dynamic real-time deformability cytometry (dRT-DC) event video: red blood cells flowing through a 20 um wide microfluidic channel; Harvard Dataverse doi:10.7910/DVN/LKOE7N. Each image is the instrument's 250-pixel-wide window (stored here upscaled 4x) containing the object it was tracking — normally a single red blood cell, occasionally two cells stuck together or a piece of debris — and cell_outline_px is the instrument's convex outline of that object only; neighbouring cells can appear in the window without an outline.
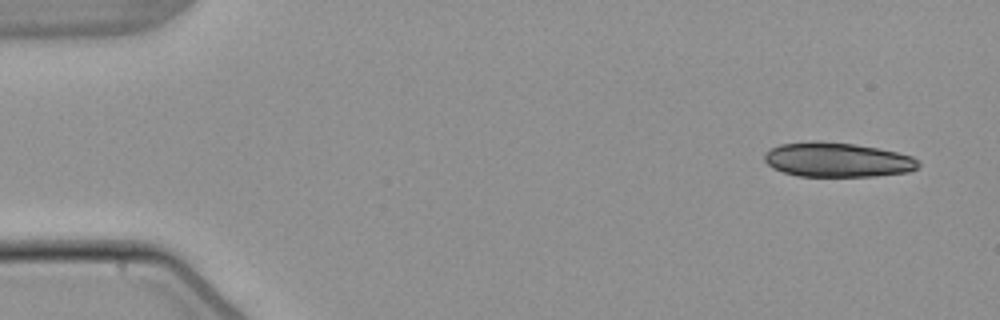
{"species": "common noctule bat (a hibernating species)", "species_latin": "Nyctalus noctula", "temperature_condition": "warm", "stored_images_in_passage": 6, "camera_frame_rate_fps": 3000, "um_per_image_px": 0.085, "animal": {"sex": "male", "body_mass_g": 21.5, "forearm_length_mm": 52.0}, "frame": {"image": 1, "passage_image": 1, "time_ms": 0.0, "image_size_px": [1000, 320], "cell_outline_px": [[920, 164], [916, 168], [908, 172], [876, 176], [800, 176], [784, 172], [772, 168], [764, 160], [764, 152], [780, 144], [812, 140], [820, 140], [856, 144], [896, 152], [912, 156], [920, 160]], "centroid_in_image_um": [71.16, 13.57], "position_along_channel_um": 13.8, "area_um2": 31.15}}
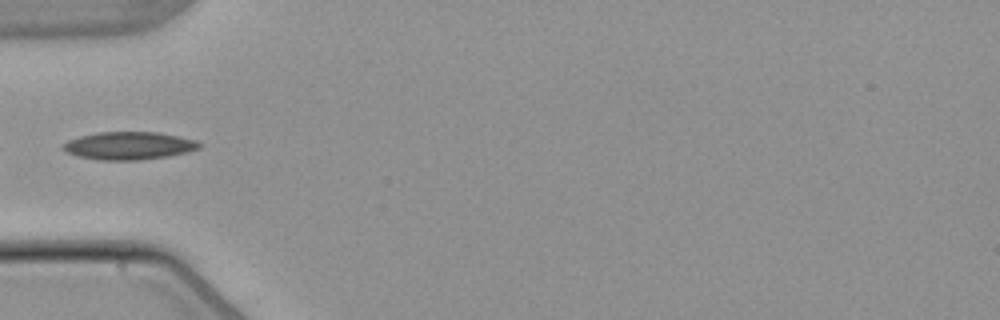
{"frame": {"image": 2, "passage_image": 5, "time_ms": 5.0, "image_size_px": [1000, 320], "cell_outline_px": [[200, 148], [168, 156], [136, 160], [100, 160], [80, 156], [68, 152], [60, 148], [68, 140], [80, 136], [100, 132], [160, 132], [180, 136], [196, 140], [200, 144]], "centroid_in_image_um": [10.96, 12.37], "position_along_channel_um": 74.0, "area_um2": 21.85}}